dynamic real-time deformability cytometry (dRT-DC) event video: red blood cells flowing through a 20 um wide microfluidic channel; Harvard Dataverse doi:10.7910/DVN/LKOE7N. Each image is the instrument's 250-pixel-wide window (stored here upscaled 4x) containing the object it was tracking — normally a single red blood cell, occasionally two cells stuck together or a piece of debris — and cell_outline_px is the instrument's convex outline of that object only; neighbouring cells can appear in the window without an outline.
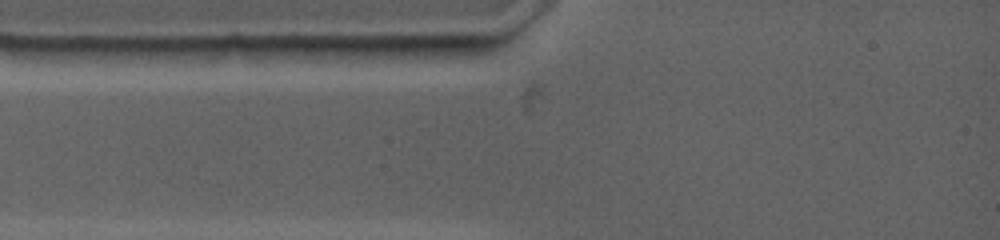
{"species": "common noctule bat (a hibernating species)", "species_latin": "Nyctalus noctula", "temperature_condition": "warm", "stored_images_in_passage": 3, "camera_frame_rate_fps": 4500, "um_per_image_px": 0.085, "animal": {"sex": "female", "body_mass_g": 19.0, "forearm_length_mm": 53.3}, "frame": {"image": 1, "passage_image": 1, "time_ms": 0.0, "image_size_px": [1000, 240], "cell_outline_px": [[424, 48], [404, 56], [364, 64], [332, 64], [280, 48], [292, 44], [296, 44]], "centroid_in_image_um": [29.71, 4.51], "position_along_channel_um": 55.3, "area_um2": 12.89}}